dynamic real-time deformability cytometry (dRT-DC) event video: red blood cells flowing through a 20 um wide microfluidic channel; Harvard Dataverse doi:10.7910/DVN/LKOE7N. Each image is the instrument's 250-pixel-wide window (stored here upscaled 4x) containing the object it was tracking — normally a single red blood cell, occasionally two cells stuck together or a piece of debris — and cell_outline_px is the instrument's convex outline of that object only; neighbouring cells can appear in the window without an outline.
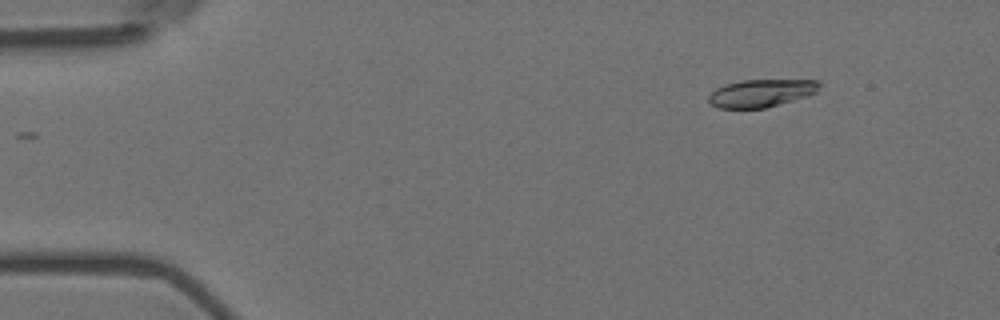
{"species": "Egyptian fruit bat (a non-hibernating species)", "species_latin": "Rousettus aegyptiacus", "temperature_condition": "room temperature", "stored_images_in_passage": 34, "camera_frame_rate_fps": 3000, "um_per_image_px": 0.085, "animal": {"sex": "female"}, "frame": {"image": 1, "passage_image": 1, "time_ms": 0.0, "image_size_px": [1000, 320], "cell_outline_px": [[820, 84], [816, 92], [792, 100], [764, 108], [716, 108], [708, 100], [708, 96], [716, 88], [724, 84], [740, 80], [820, 80]], "centroid_in_image_um": [64.65, 7.9], "position_along_channel_um": 20.3, "area_um2": 17.69}}
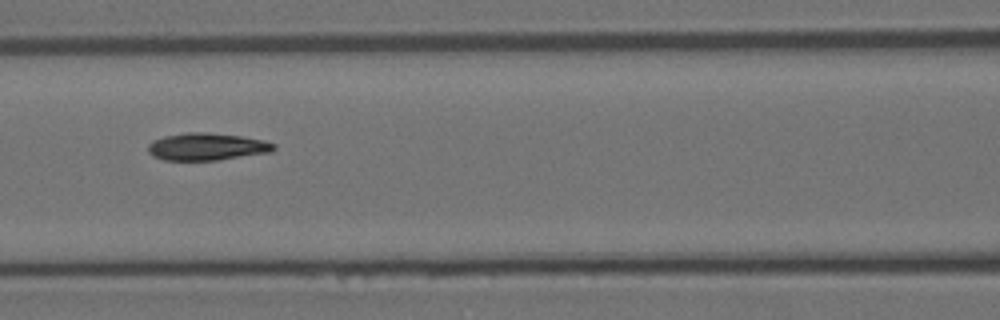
{"frame": {"image": 2, "passage_image": 19, "time_ms": 6.0, "image_size_px": [1000, 320], "cell_outline_px": [[276, 148], [272, 152], [216, 160], [164, 160], [152, 156], [148, 152], [148, 144], [152, 140], [164, 136], [188, 132], [204, 132], [240, 136], [264, 140], [276, 144]], "centroid_in_image_um": [17.57, 12.47], "position_along_channel_um": 149.0, "area_um2": 20.06}}
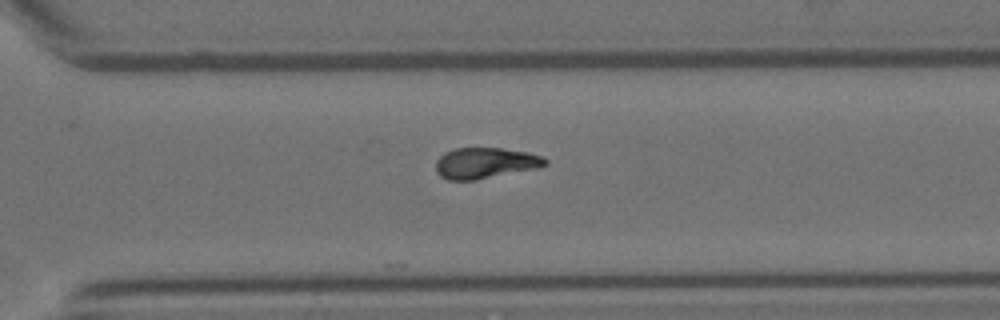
{"frame": {"image": 3, "passage_image": 34, "time_ms": 11.0, "image_size_px": [1000, 320], "cell_outline_px": [[548, 164], [540, 168], [476, 180], [448, 180], [440, 176], [436, 172], [436, 160], [444, 152], [456, 148], [500, 148], [528, 152], [544, 156], [548, 160]], "centroid_in_image_um": [41.28, 13.86], "position_along_channel_um": 329.3, "area_um2": 20.0}}